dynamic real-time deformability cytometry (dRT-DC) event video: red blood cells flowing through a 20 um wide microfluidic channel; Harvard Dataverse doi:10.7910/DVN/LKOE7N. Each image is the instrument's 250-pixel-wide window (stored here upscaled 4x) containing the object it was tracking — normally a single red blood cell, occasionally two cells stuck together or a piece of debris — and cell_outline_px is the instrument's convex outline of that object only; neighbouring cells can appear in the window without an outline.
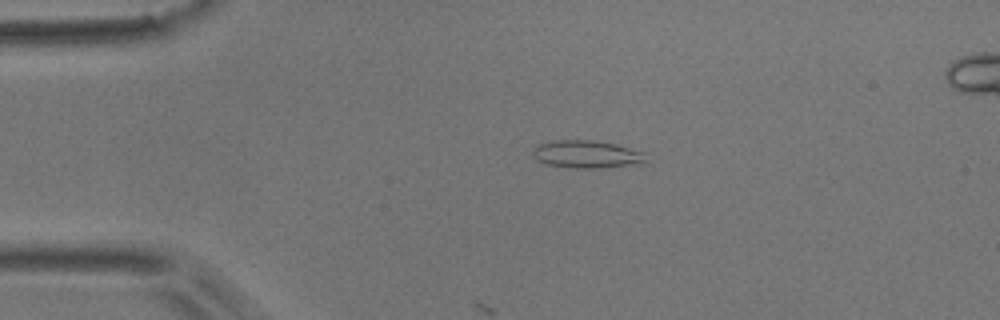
{"species": "common noctule bat (a hibernating species)", "species_latin": "Nyctalus noctula", "temperature_condition": "room temperature", "stored_images_in_passage": 3, "camera_frame_rate_fps": 3000, "um_per_image_px": 0.085, "animal": {"sex": "male", "body_mass_g": 17.9}, "frame": {"image": 1, "passage_image": 1, "time_ms": 0.0, "image_size_px": [1000, 320], "cell_outline_px": [[648, 164], [600, 168], [572, 168], [548, 164], [536, 160], [532, 156], [532, 148], [540, 144], [556, 140], [596, 140], [616, 144], [644, 152]], "centroid_in_image_um": [49.92, 13.12], "position_along_channel_um": 35.1, "area_um2": 18.61}}